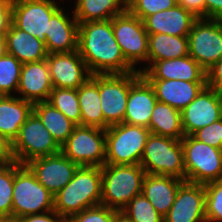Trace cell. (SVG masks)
Segmentation results:
<instances>
[{"label":"cell","mask_w":222,"mask_h":222,"mask_svg":"<svg viewBox=\"0 0 222 222\" xmlns=\"http://www.w3.org/2000/svg\"><path fill=\"white\" fill-rule=\"evenodd\" d=\"M78 51L91 75L137 71L121 52L114 37L112 19L79 23Z\"/></svg>","instance_id":"cell-1"},{"label":"cell","mask_w":222,"mask_h":222,"mask_svg":"<svg viewBox=\"0 0 222 222\" xmlns=\"http://www.w3.org/2000/svg\"><path fill=\"white\" fill-rule=\"evenodd\" d=\"M101 167L79 166L70 182L54 195V210L66 221L83 210L101 205Z\"/></svg>","instance_id":"cell-2"},{"label":"cell","mask_w":222,"mask_h":222,"mask_svg":"<svg viewBox=\"0 0 222 222\" xmlns=\"http://www.w3.org/2000/svg\"><path fill=\"white\" fill-rule=\"evenodd\" d=\"M145 170L139 164L101 167V205L121 211L136 195L142 193Z\"/></svg>","instance_id":"cell-3"},{"label":"cell","mask_w":222,"mask_h":222,"mask_svg":"<svg viewBox=\"0 0 222 222\" xmlns=\"http://www.w3.org/2000/svg\"><path fill=\"white\" fill-rule=\"evenodd\" d=\"M54 210V195L36 178L27 165L14 161L12 220Z\"/></svg>","instance_id":"cell-4"},{"label":"cell","mask_w":222,"mask_h":222,"mask_svg":"<svg viewBox=\"0 0 222 222\" xmlns=\"http://www.w3.org/2000/svg\"><path fill=\"white\" fill-rule=\"evenodd\" d=\"M140 166L146 174L171 176L186 181L181 140L151 133Z\"/></svg>","instance_id":"cell-5"},{"label":"cell","mask_w":222,"mask_h":222,"mask_svg":"<svg viewBox=\"0 0 222 222\" xmlns=\"http://www.w3.org/2000/svg\"><path fill=\"white\" fill-rule=\"evenodd\" d=\"M151 131L143 126L120 123L106 129L105 164H139Z\"/></svg>","instance_id":"cell-6"},{"label":"cell","mask_w":222,"mask_h":222,"mask_svg":"<svg viewBox=\"0 0 222 222\" xmlns=\"http://www.w3.org/2000/svg\"><path fill=\"white\" fill-rule=\"evenodd\" d=\"M186 181L206 184L222 179V150L195 139H181Z\"/></svg>","instance_id":"cell-7"},{"label":"cell","mask_w":222,"mask_h":222,"mask_svg":"<svg viewBox=\"0 0 222 222\" xmlns=\"http://www.w3.org/2000/svg\"><path fill=\"white\" fill-rule=\"evenodd\" d=\"M60 151L61 146L34 112L29 115L12 142L14 161L21 165Z\"/></svg>","instance_id":"cell-8"},{"label":"cell","mask_w":222,"mask_h":222,"mask_svg":"<svg viewBox=\"0 0 222 222\" xmlns=\"http://www.w3.org/2000/svg\"><path fill=\"white\" fill-rule=\"evenodd\" d=\"M112 27L114 37L126 61L142 74L143 64L147 63L148 59L149 37L143 21L126 9L112 18ZM137 65L140 66L136 68Z\"/></svg>","instance_id":"cell-9"},{"label":"cell","mask_w":222,"mask_h":222,"mask_svg":"<svg viewBox=\"0 0 222 222\" xmlns=\"http://www.w3.org/2000/svg\"><path fill=\"white\" fill-rule=\"evenodd\" d=\"M61 152L78 166L102 167L106 158V130L76 125Z\"/></svg>","instance_id":"cell-10"},{"label":"cell","mask_w":222,"mask_h":222,"mask_svg":"<svg viewBox=\"0 0 222 222\" xmlns=\"http://www.w3.org/2000/svg\"><path fill=\"white\" fill-rule=\"evenodd\" d=\"M189 56L209 70L222 59V19H197L188 34Z\"/></svg>","instance_id":"cell-11"},{"label":"cell","mask_w":222,"mask_h":222,"mask_svg":"<svg viewBox=\"0 0 222 222\" xmlns=\"http://www.w3.org/2000/svg\"><path fill=\"white\" fill-rule=\"evenodd\" d=\"M142 74L137 70L126 74H99V94L105 122L123 123L131 85Z\"/></svg>","instance_id":"cell-12"},{"label":"cell","mask_w":222,"mask_h":222,"mask_svg":"<svg viewBox=\"0 0 222 222\" xmlns=\"http://www.w3.org/2000/svg\"><path fill=\"white\" fill-rule=\"evenodd\" d=\"M60 4V0H11V22L46 43L49 21Z\"/></svg>","instance_id":"cell-13"},{"label":"cell","mask_w":222,"mask_h":222,"mask_svg":"<svg viewBox=\"0 0 222 222\" xmlns=\"http://www.w3.org/2000/svg\"><path fill=\"white\" fill-rule=\"evenodd\" d=\"M221 118L222 95L208 86L181 111L182 129L185 136H190Z\"/></svg>","instance_id":"cell-14"},{"label":"cell","mask_w":222,"mask_h":222,"mask_svg":"<svg viewBox=\"0 0 222 222\" xmlns=\"http://www.w3.org/2000/svg\"><path fill=\"white\" fill-rule=\"evenodd\" d=\"M205 202L204 184L184 181L163 220L164 222H207Z\"/></svg>","instance_id":"cell-15"},{"label":"cell","mask_w":222,"mask_h":222,"mask_svg":"<svg viewBox=\"0 0 222 222\" xmlns=\"http://www.w3.org/2000/svg\"><path fill=\"white\" fill-rule=\"evenodd\" d=\"M46 61L54 88L78 89L91 76L78 50L48 54Z\"/></svg>","instance_id":"cell-16"},{"label":"cell","mask_w":222,"mask_h":222,"mask_svg":"<svg viewBox=\"0 0 222 222\" xmlns=\"http://www.w3.org/2000/svg\"><path fill=\"white\" fill-rule=\"evenodd\" d=\"M26 165L35 174L37 180L53 195L70 182L79 167L61 151L31 160Z\"/></svg>","instance_id":"cell-17"},{"label":"cell","mask_w":222,"mask_h":222,"mask_svg":"<svg viewBox=\"0 0 222 222\" xmlns=\"http://www.w3.org/2000/svg\"><path fill=\"white\" fill-rule=\"evenodd\" d=\"M142 75L147 80H181L207 82V72L189 55L154 61Z\"/></svg>","instance_id":"cell-18"},{"label":"cell","mask_w":222,"mask_h":222,"mask_svg":"<svg viewBox=\"0 0 222 222\" xmlns=\"http://www.w3.org/2000/svg\"><path fill=\"white\" fill-rule=\"evenodd\" d=\"M53 88L46 59L22 64L17 97L33 104L48 101Z\"/></svg>","instance_id":"cell-19"},{"label":"cell","mask_w":222,"mask_h":222,"mask_svg":"<svg viewBox=\"0 0 222 222\" xmlns=\"http://www.w3.org/2000/svg\"><path fill=\"white\" fill-rule=\"evenodd\" d=\"M70 14L61 7L51 17L45 43L48 54L78 50L79 23L73 11Z\"/></svg>","instance_id":"cell-20"},{"label":"cell","mask_w":222,"mask_h":222,"mask_svg":"<svg viewBox=\"0 0 222 222\" xmlns=\"http://www.w3.org/2000/svg\"><path fill=\"white\" fill-rule=\"evenodd\" d=\"M157 101L153 86L141 75L130 87L123 122L149 129L152 110Z\"/></svg>","instance_id":"cell-21"},{"label":"cell","mask_w":222,"mask_h":222,"mask_svg":"<svg viewBox=\"0 0 222 222\" xmlns=\"http://www.w3.org/2000/svg\"><path fill=\"white\" fill-rule=\"evenodd\" d=\"M197 19L191 12L176 4L173 8L146 17L143 23L148 35L161 33L188 36Z\"/></svg>","instance_id":"cell-22"},{"label":"cell","mask_w":222,"mask_h":222,"mask_svg":"<svg viewBox=\"0 0 222 222\" xmlns=\"http://www.w3.org/2000/svg\"><path fill=\"white\" fill-rule=\"evenodd\" d=\"M153 86L159 102L182 111L207 86V82L181 80H148Z\"/></svg>","instance_id":"cell-23"},{"label":"cell","mask_w":222,"mask_h":222,"mask_svg":"<svg viewBox=\"0 0 222 222\" xmlns=\"http://www.w3.org/2000/svg\"><path fill=\"white\" fill-rule=\"evenodd\" d=\"M185 180L171 176L146 174L142 194L163 217L173 205L180 185Z\"/></svg>","instance_id":"cell-24"},{"label":"cell","mask_w":222,"mask_h":222,"mask_svg":"<svg viewBox=\"0 0 222 222\" xmlns=\"http://www.w3.org/2000/svg\"><path fill=\"white\" fill-rule=\"evenodd\" d=\"M7 52L16 57L22 64L38 62L48 56L45 43L29 33L20 30L12 22L5 34Z\"/></svg>","instance_id":"cell-25"},{"label":"cell","mask_w":222,"mask_h":222,"mask_svg":"<svg viewBox=\"0 0 222 222\" xmlns=\"http://www.w3.org/2000/svg\"><path fill=\"white\" fill-rule=\"evenodd\" d=\"M78 101L81 111V125L107 129L101 109L99 94V74L91 75L78 89Z\"/></svg>","instance_id":"cell-26"},{"label":"cell","mask_w":222,"mask_h":222,"mask_svg":"<svg viewBox=\"0 0 222 222\" xmlns=\"http://www.w3.org/2000/svg\"><path fill=\"white\" fill-rule=\"evenodd\" d=\"M33 112V103L17 96H0V132L11 142Z\"/></svg>","instance_id":"cell-27"},{"label":"cell","mask_w":222,"mask_h":222,"mask_svg":"<svg viewBox=\"0 0 222 222\" xmlns=\"http://www.w3.org/2000/svg\"><path fill=\"white\" fill-rule=\"evenodd\" d=\"M189 55L188 36L151 34L148 37V59L143 72L154 62ZM148 65V66H147Z\"/></svg>","instance_id":"cell-28"},{"label":"cell","mask_w":222,"mask_h":222,"mask_svg":"<svg viewBox=\"0 0 222 222\" xmlns=\"http://www.w3.org/2000/svg\"><path fill=\"white\" fill-rule=\"evenodd\" d=\"M78 23L112 19L127 9V0H74Z\"/></svg>","instance_id":"cell-29"},{"label":"cell","mask_w":222,"mask_h":222,"mask_svg":"<svg viewBox=\"0 0 222 222\" xmlns=\"http://www.w3.org/2000/svg\"><path fill=\"white\" fill-rule=\"evenodd\" d=\"M149 130L156 135L181 140L185 136L182 129L181 111L157 101L152 110Z\"/></svg>","instance_id":"cell-30"},{"label":"cell","mask_w":222,"mask_h":222,"mask_svg":"<svg viewBox=\"0 0 222 222\" xmlns=\"http://www.w3.org/2000/svg\"><path fill=\"white\" fill-rule=\"evenodd\" d=\"M33 112L60 146L67 141L76 126L75 123L47 101L34 103Z\"/></svg>","instance_id":"cell-31"},{"label":"cell","mask_w":222,"mask_h":222,"mask_svg":"<svg viewBox=\"0 0 222 222\" xmlns=\"http://www.w3.org/2000/svg\"><path fill=\"white\" fill-rule=\"evenodd\" d=\"M76 125H81L77 89L53 88L48 101Z\"/></svg>","instance_id":"cell-32"},{"label":"cell","mask_w":222,"mask_h":222,"mask_svg":"<svg viewBox=\"0 0 222 222\" xmlns=\"http://www.w3.org/2000/svg\"><path fill=\"white\" fill-rule=\"evenodd\" d=\"M22 63L13 55L0 59V96H14L17 93Z\"/></svg>","instance_id":"cell-33"},{"label":"cell","mask_w":222,"mask_h":222,"mask_svg":"<svg viewBox=\"0 0 222 222\" xmlns=\"http://www.w3.org/2000/svg\"><path fill=\"white\" fill-rule=\"evenodd\" d=\"M120 212L130 222H164L163 216L142 193L136 195Z\"/></svg>","instance_id":"cell-34"},{"label":"cell","mask_w":222,"mask_h":222,"mask_svg":"<svg viewBox=\"0 0 222 222\" xmlns=\"http://www.w3.org/2000/svg\"><path fill=\"white\" fill-rule=\"evenodd\" d=\"M14 161L0 163V216L12 220Z\"/></svg>","instance_id":"cell-35"},{"label":"cell","mask_w":222,"mask_h":222,"mask_svg":"<svg viewBox=\"0 0 222 222\" xmlns=\"http://www.w3.org/2000/svg\"><path fill=\"white\" fill-rule=\"evenodd\" d=\"M206 221L222 222V179L204 184Z\"/></svg>","instance_id":"cell-36"},{"label":"cell","mask_w":222,"mask_h":222,"mask_svg":"<svg viewBox=\"0 0 222 222\" xmlns=\"http://www.w3.org/2000/svg\"><path fill=\"white\" fill-rule=\"evenodd\" d=\"M177 0H127V9L142 21L157 12L173 8Z\"/></svg>","instance_id":"cell-37"},{"label":"cell","mask_w":222,"mask_h":222,"mask_svg":"<svg viewBox=\"0 0 222 222\" xmlns=\"http://www.w3.org/2000/svg\"><path fill=\"white\" fill-rule=\"evenodd\" d=\"M119 213L115 209L98 205L71 216L66 222H113Z\"/></svg>","instance_id":"cell-38"},{"label":"cell","mask_w":222,"mask_h":222,"mask_svg":"<svg viewBox=\"0 0 222 222\" xmlns=\"http://www.w3.org/2000/svg\"><path fill=\"white\" fill-rule=\"evenodd\" d=\"M192 136L207 145L222 150V118L199 129Z\"/></svg>","instance_id":"cell-39"},{"label":"cell","mask_w":222,"mask_h":222,"mask_svg":"<svg viewBox=\"0 0 222 222\" xmlns=\"http://www.w3.org/2000/svg\"><path fill=\"white\" fill-rule=\"evenodd\" d=\"M207 72V86L222 95V59L214 64Z\"/></svg>","instance_id":"cell-40"},{"label":"cell","mask_w":222,"mask_h":222,"mask_svg":"<svg viewBox=\"0 0 222 222\" xmlns=\"http://www.w3.org/2000/svg\"><path fill=\"white\" fill-rule=\"evenodd\" d=\"M20 222H66L55 210H51L41 214H33L22 217Z\"/></svg>","instance_id":"cell-41"},{"label":"cell","mask_w":222,"mask_h":222,"mask_svg":"<svg viewBox=\"0 0 222 222\" xmlns=\"http://www.w3.org/2000/svg\"><path fill=\"white\" fill-rule=\"evenodd\" d=\"M177 4L191 12L198 19L205 18V0H177Z\"/></svg>","instance_id":"cell-42"},{"label":"cell","mask_w":222,"mask_h":222,"mask_svg":"<svg viewBox=\"0 0 222 222\" xmlns=\"http://www.w3.org/2000/svg\"><path fill=\"white\" fill-rule=\"evenodd\" d=\"M205 19H222V0H205Z\"/></svg>","instance_id":"cell-43"},{"label":"cell","mask_w":222,"mask_h":222,"mask_svg":"<svg viewBox=\"0 0 222 222\" xmlns=\"http://www.w3.org/2000/svg\"><path fill=\"white\" fill-rule=\"evenodd\" d=\"M14 161L12 142L0 132V163Z\"/></svg>","instance_id":"cell-44"},{"label":"cell","mask_w":222,"mask_h":222,"mask_svg":"<svg viewBox=\"0 0 222 222\" xmlns=\"http://www.w3.org/2000/svg\"><path fill=\"white\" fill-rule=\"evenodd\" d=\"M11 23V2L6 6H0V36H5Z\"/></svg>","instance_id":"cell-45"},{"label":"cell","mask_w":222,"mask_h":222,"mask_svg":"<svg viewBox=\"0 0 222 222\" xmlns=\"http://www.w3.org/2000/svg\"><path fill=\"white\" fill-rule=\"evenodd\" d=\"M7 52V42L5 36H0V59L6 55Z\"/></svg>","instance_id":"cell-46"},{"label":"cell","mask_w":222,"mask_h":222,"mask_svg":"<svg viewBox=\"0 0 222 222\" xmlns=\"http://www.w3.org/2000/svg\"><path fill=\"white\" fill-rule=\"evenodd\" d=\"M113 222H130L121 212L114 218Z\"/></svg>","instance_id":"cell-47"},{"label":"cell","mask_w":222,"mask_h":222,"mask_svg":"<svg viewBox=\"0 0 222 222\" xmlns=\"http://www.w3.org/2000/svg\"><path fill=\"white\" fill-rule=\"evenodd\" d=\"M11 2V0H0V6H6Z\"/></svg>","instance_id":"cell-48"},{"label":"cell","mask_w":222,"mask_h":222,"mask_svg":"<svg viewBox=\"0 0 222 222\" xmlns=\"http://www.w3.org/2000/svg\"><path fill=\"white\" fill-rule=\"evenodd\" d=\"M0 222H10V219L7 217L0 216Z\"/></svg>","instance_id":"cell-49"},{"label":"cell","mask_w":222,"mask_h":222,"mask_svg":"<svg viewBox=\"0 0 222 222\" xmlns=\"http://www.w3.org/2000/svg\"><path fill=\"white\" fill-rule=\"evenodd\" d=\"M10 222H20L19 220H10Z\"/></svg>","instance_id":"cell-50"}]
</instances>
